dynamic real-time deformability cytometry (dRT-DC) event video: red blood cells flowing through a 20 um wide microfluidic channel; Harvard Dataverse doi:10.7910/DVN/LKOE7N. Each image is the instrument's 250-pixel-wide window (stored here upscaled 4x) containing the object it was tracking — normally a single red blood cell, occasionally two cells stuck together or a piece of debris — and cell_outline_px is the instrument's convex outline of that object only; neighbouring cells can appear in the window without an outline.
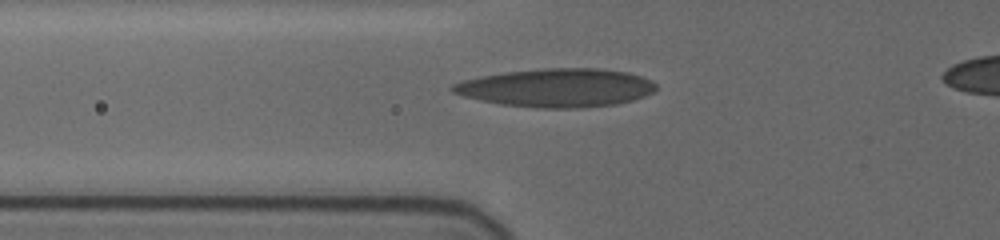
{"species": "human", "species_latin": "Homo sapiens", "temperature_condition": "cold", "stored_images_in_passage": 4, "segment_of_instrument_passage": [1, 2], "camera_frame_rate_fps": 3000, "um_per_image_px": 0.085, "donor": {"sex": "female"}, "frame": {"image": 1, "passage_image": 3, "time_ms": 2.333, "image_size_px": [1000, 240], "cell_outline_px": [[656, 88], [652, 92], [644, 96], [632, 100], [616, 104], [580, 108], [536, 108], [500, 104], [480, 100], [464, 96], [452, 92], [448, 88], [452, 84], [464, 80], [480, 76], [504, 72], [540, 68], [600, 68], [628, 72], [652, 80], [656, 84]], "centroid_in_image_um": [47.3, 7.46], "position_along_channel_um": 78.5, "area_um2": 45.78}}